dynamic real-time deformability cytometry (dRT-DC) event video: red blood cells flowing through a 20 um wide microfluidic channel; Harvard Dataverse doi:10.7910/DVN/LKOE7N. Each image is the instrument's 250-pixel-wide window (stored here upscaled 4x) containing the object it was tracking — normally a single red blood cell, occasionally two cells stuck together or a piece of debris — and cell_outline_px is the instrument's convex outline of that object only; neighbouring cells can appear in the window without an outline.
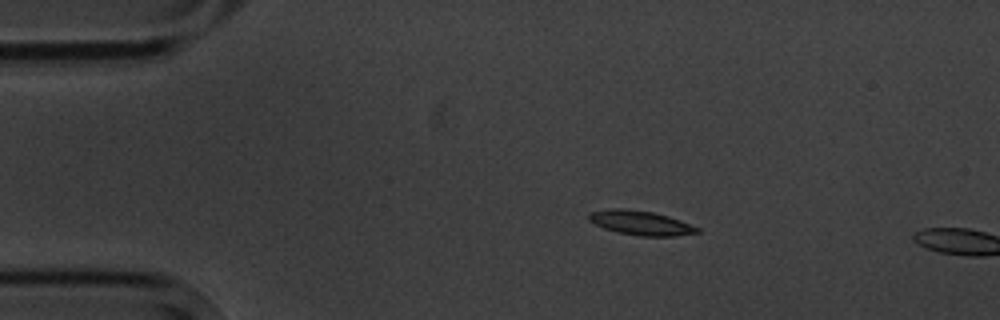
{"species": "common noctule bat (a hibernating species)", "species_latin": "Nyctalus noctula", "temperature_condition": "cold", "stored_images_in_passage": 3, "camera_frame_rate_fps": 3000, "um_per_image_px": 0.085, "animal": {"sex": "male", "body_mass_g": 20.1, "forearm_length_mm": 53.5}, "frame": {"image": 1, "passage_image": 2, "time_ms": 1.333, "image_size_px": [1000, 320], "cell_outline_px": [[700, 232], [672, 236], [640, 236], [616, 232], [604, 228], [588, 220], [588, 216], [592, 212], [612, 208], [624, 208], [652, 212], [668, 216], [700, 228]], "centroid_in_image_um": [54.45, 18.95], "position_along_channel_um": 30.5, "area_um2": 15.2}}